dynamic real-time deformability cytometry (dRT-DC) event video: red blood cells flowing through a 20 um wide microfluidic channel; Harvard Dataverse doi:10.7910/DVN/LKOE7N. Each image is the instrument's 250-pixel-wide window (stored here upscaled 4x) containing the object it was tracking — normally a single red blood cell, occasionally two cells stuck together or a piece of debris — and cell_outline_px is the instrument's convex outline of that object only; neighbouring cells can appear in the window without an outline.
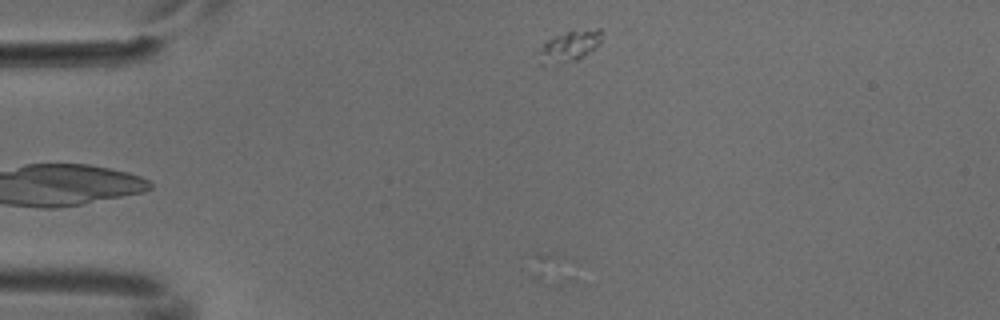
{"species": "common noctule bat (a hibernating species)", "species_latin": "Nyctalus noctula", "temperature_condition": "cold", "stored_images_in_passage": 4, "camera_frame_rate_fps": 3000, "um_per_image_px": 0.085, "animal": {"sex": "male", "body_mass_g": 18.8}, "frame": {"image": 1, "passage_image": 4, "time_ms": 1.0, "image_size_px": [1000, 320], "cell_outline_px": [[600, 40], [580, 60], [560, 64], [540, 64], [540, 52], [544, 44], [548, 40], [572, 28], [600, 28]], "centroid_in_image_um": [48.41, 3.9], "position_along_channel_um": 36.6, "area_um2": 11.27}}